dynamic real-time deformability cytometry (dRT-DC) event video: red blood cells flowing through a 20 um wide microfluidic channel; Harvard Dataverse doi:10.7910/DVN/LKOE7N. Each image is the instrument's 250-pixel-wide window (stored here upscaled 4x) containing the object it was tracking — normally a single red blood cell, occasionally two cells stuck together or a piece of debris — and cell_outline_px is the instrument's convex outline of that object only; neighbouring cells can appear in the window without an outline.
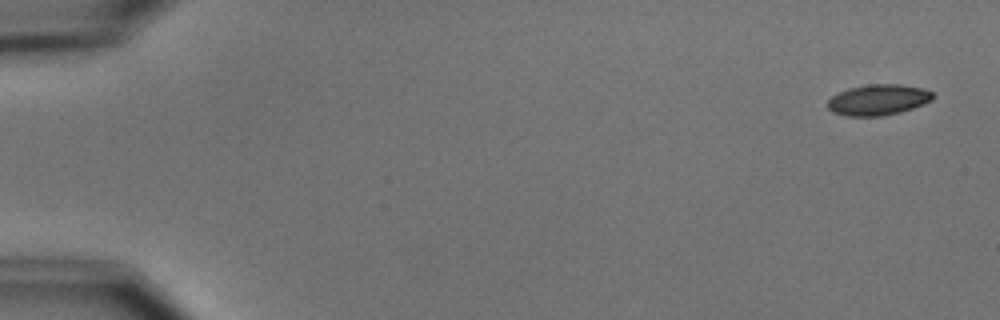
{"species": "common noctule bat (a hibernating species)", "species_latin": "Nyctalus noctula", "temperature_condition": "cold", "stored_images_in_passage": 6, "camera_frame_rate_fps": 3000, "um_per_image_px": 0.085, "animal": {"sex": "male", "body_mass_g": 15.6}, "frame": {"image": 1, "passage_image": 1, "time_ms": 0.0, "image_size_px": [1000, 320], "cell_outline_px": [[936, 96], [932, 100], [924, 104], [900, 112], [880, 116], [848, 116], [832, 112], [828, 108], [828, 100], [832, 96], [848, 88], [868, 84], [900, 84], [924, 88], [932, 92]], "centroid_in_image_um": [74.67, 8.48], "position_along_channel_um": 10.3, "area_um2": 18.96}}
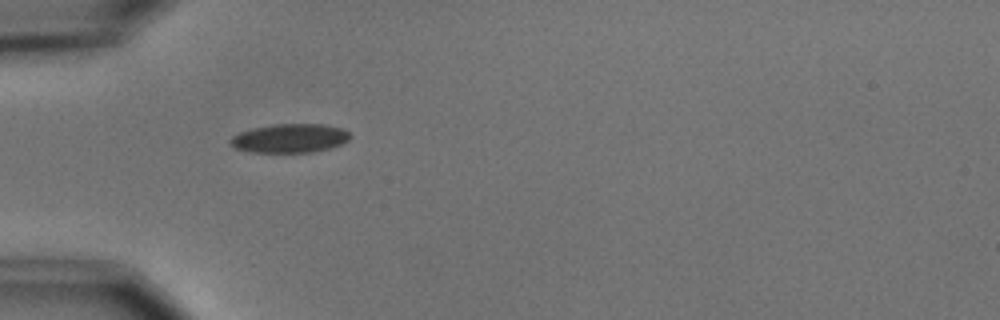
{"frame": {"image": 2, "passage_image": 5, "time_ms": 5.0, "image_size_px": [1000, 320], "cell_outline_px": [[348, 140], [332, 148], [312, 152], [252, 152], [236, 148], [228, 140], [232, 136], [240, 132], [252, 128], [272, 124], [324, 124], [344, 128], [348, 132]], "centroid_in_image_um": [24.64, 11.74], "position_along_channel_um": 60.4, "area_um2": 20.11}}
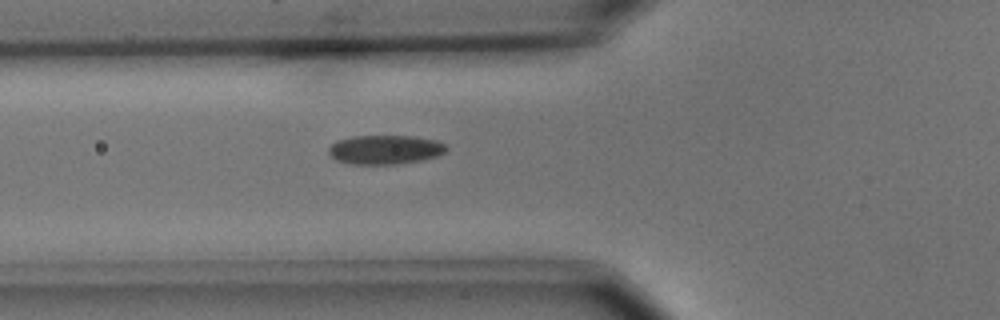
{"frame": {"image": 3, "passage_image": 6, "time_ms": 6.0, "image_size_px": [1000, 320], "cell_outline_px": [[448, 148], [444, 152], [436, 156], [424, 160], [400, 164], [348, 164], [336, 160], [328, 152], [328, 148], [336, 140], [352, 136], [412, 136], [436, 140], [444, 144]], "centroid_in_image_um": [32.71, 12.72], "position_along_channel_um": 93.1, "area_um2": 20.11}}